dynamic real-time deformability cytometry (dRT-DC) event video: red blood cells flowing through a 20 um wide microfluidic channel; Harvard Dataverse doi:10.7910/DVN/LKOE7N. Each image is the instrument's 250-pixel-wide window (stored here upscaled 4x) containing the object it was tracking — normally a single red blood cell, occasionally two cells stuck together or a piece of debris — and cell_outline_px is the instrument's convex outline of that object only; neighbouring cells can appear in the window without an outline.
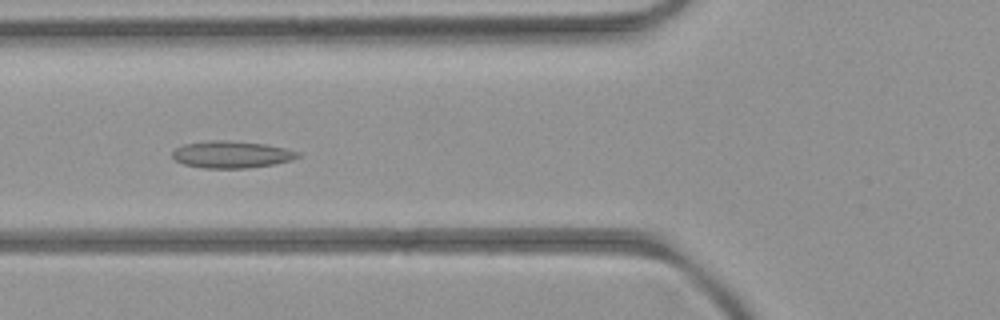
{"species": "common noctule bat (a hibernating species)", "species_latin": "Nyctalus noctula", "temperature_condition": "room temperature", "stored_images_in_passage": 7, "camera_frame_rate_fps": 3000, "um_per_image_px": 0.085, "animal": {"sex": "female", "body_mass_g": 21.9}, "frame": {"image": 1, "passage_image": 4, "time_ms": 4.333, "image_size_px": [1000, 320], "cell_outline_px": [[300, 156], [292, 160], [272, 164], [248, 168], [204, 168], [184, 164], [176, 160], [172, 156], [172, 152], [176, 148], [184, 144], [208, 140], [228, 140], [264, 144], [284, 148], [300, 152]], "centroid_in_image_um": [19.67, 13.12], "position_along_channel_um": 106.1, "area_um2": 19.65}}
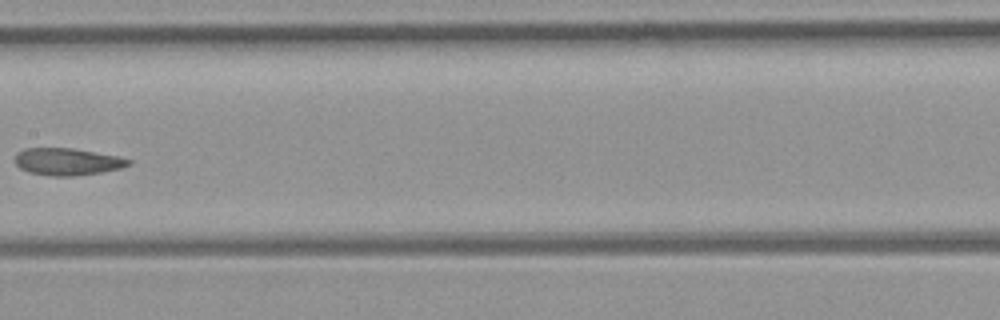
{"frame": {"image": 2, "passage_image": 6, "time_ms": 6.667, "image_size_px": [1000, 320], "cell_outline_px": [[132, 164], [120, 168], [100, 172], [72, 176], [48, 176], [28, 172], [20, 168], [16, 164], [16, 152], [24, 148], [72, 148], [120, 156], [132, 160]], "centroid_in_image_um": [5.72, 13.74], "position_along_channel_um": 201.7, "area_um2": 18.03}}
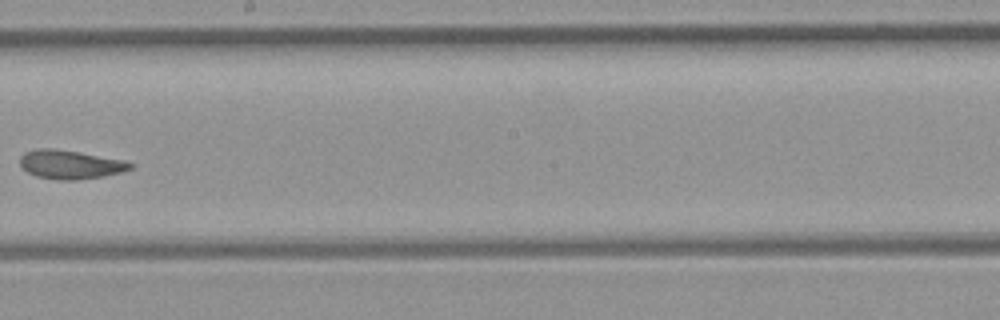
{"frame": {"image": 3, "passage_image": 7, "time_ms": 7.667, "image_size_px": [1000, 320], "cell_outline_px": [[136, 164], [132, 168], [120, 172], [104, 176], [76, 180], [60, 180], [36, 176], [28, 172], [20, 164], [20, 156], [24, 152], [36, 148], [52, 148], [80, 152], [124, 160]], "centroid_in_image_um": [5.98, 13.97], "position_along_channel_um": 242.2, "area_um2": 18.55}}